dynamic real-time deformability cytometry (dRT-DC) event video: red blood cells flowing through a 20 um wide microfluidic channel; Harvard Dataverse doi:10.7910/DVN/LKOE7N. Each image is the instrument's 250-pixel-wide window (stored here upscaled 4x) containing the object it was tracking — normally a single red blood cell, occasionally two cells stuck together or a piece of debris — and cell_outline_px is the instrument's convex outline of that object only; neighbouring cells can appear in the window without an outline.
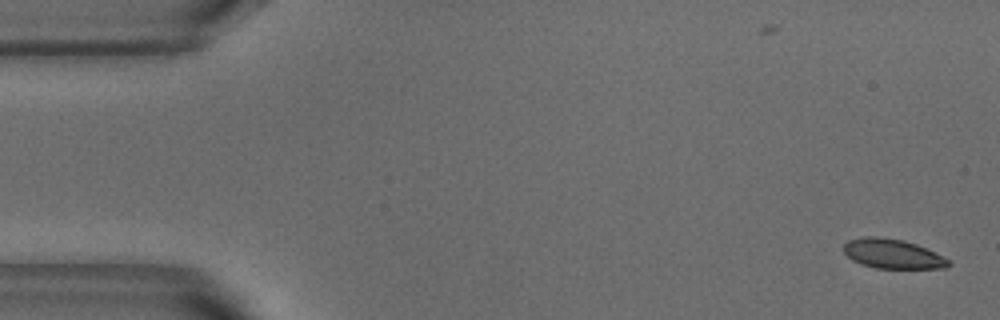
{"species": "common noctule bat (a hibernating species)", "species_latin": "Nyctalus noctula", "temperature_condition": "warm", "stored_images_in_passage": 53, "camera_frame_rate_fps": 3000, "um_per_image_px": 0.085, "animal": {"sex": "male", "body_mass_g": 18.8}, "frame": {"image": 1, "passage_image": 1, "time_ms": 0.0, "image_size_px": [1000, 320], "cell_outline_px": [[952, 264], [944, 268], [876, 268], [860, 264], [852, 260], [844, 252], [844, 244], [848, 240], [864, 236], [880, 236], [904, 240], [916, 244], [948, 260]], "centroid_in_image_um": [75.81, 21.56], "position_along_channel_um": 9.2, "area_um2": 17.86}}
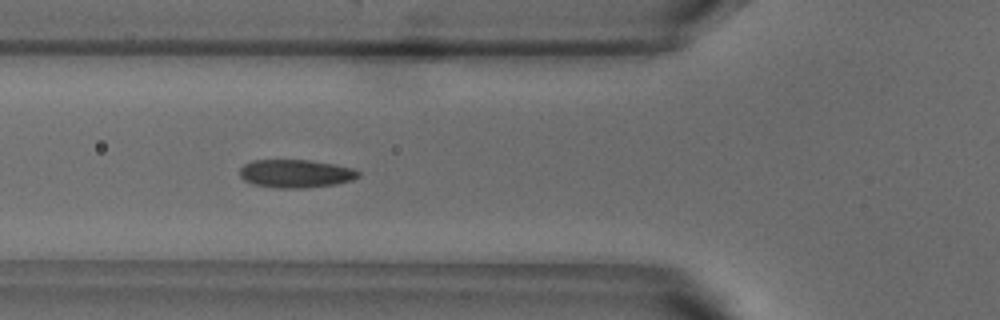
{"frame": {"image": 2, "passage_image": 18, "time_ms": 5.667, "image_size_px": [1000, 320], "cell_outline_px": [[360, 176], [352, 180], [336, 184], [304, 188], [272, 188], [252, 184], [244, 180], [240, 176], [240, 168], [244, 164], [252, 160], [308, 160], [356, 168], [360, 172]], "centroid_in_image_um": [25.13, 14.76], "position_along_channel_um": 100.7, "area_um2": 19.65}}
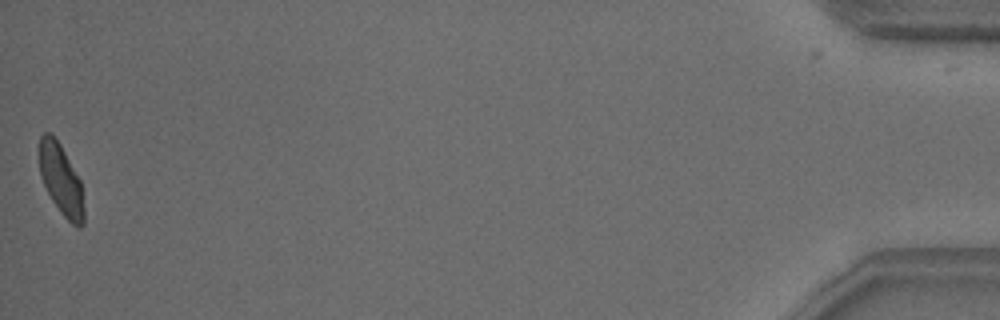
{"frame": {"image": 3, "passage_image": 52, "time_ms": 17.0, "image_size_px": [1000, 320], "cell_outline_px": [[84, 224], [80, 228], [76, 228], [60, 212], [52, 200], [44, 184], [40, 172], [40, 136], [44, 132], [52, 132], [60, 144], [80, 180], [84, 208]], "centroid_in_image_um": [5.2, 15.3], "position_along_channel_um": 430.0, "area_um2": 18.21}, "authors_computed_cell_mechanics": {"area_um2": 19.1896, "velocity_mm_per_s": 3.7782, "shape_relaxation_time_tau1_ms": 3.579, "shape_relaxation_time_tau2_ms": 0.608, "deformation_change_tau1": 0.1078, "deformation_change_tau2": 0.0577}}